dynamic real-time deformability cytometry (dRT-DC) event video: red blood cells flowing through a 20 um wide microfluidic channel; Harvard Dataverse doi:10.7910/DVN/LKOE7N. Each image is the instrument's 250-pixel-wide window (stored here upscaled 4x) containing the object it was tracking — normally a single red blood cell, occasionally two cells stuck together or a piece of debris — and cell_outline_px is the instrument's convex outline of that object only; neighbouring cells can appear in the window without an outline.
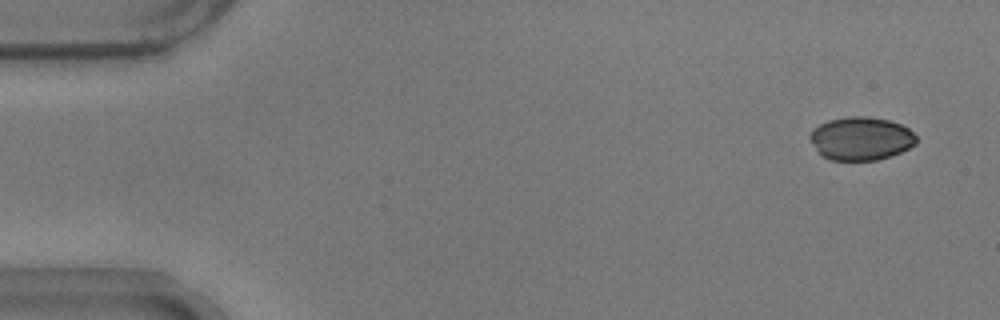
{"species": "common noctule bat (a hibernating species)", "species_latin": "Nyctalus noctula", "temperature_condition": "warm", "stored_images_in_passage": 15, "camera_frame_rate_fps": 3000, "um_per_image_px": 0.085, "animal": {"sex": "male", "body_mass_g": 17.9}, "frame": {"image": 1, "passage_image": 3, "time_ms": 0.667, "image_size_px": [1000, 320], "cell_outline_px": [[916, 144], [892, 156], [876, 160], [828, 160], [808, 140], [808, 136], [812, 128], [828, 120], [848, 116], [868, 116], [888, 120], [900, 124], [908, 128], [916, 136]], "centroid_in_image_um": [73.16, 11.77], "position_along_channel_um": 11.8, "area_um2": 26.93}}